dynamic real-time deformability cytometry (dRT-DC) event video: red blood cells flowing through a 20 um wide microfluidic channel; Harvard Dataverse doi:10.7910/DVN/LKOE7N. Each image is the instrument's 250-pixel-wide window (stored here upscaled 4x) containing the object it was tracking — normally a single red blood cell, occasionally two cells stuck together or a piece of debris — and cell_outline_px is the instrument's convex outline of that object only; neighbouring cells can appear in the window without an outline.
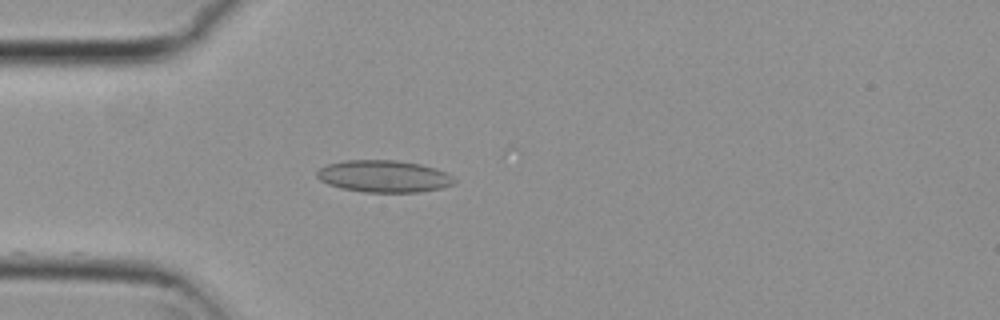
{"species": "common noctule bat (a hibernating species)", "species_latin": "Nyctalus noctula", "temperature_condition": "cold", "stored_images_in_passage": 41, "camera_frame_rate_fps": 3000, "um_per_image_px": 0.085, "animal": {"sex": "female", "body_mass_g": 29.2, "forearm_length_mm": 56.3}, "frame": {"image": 1, "passage_image": 2, "time_ms": 0.333, "image_size_px": [1000, 320], "cell_outline_px": [[456, 180], [452, 184], [440, 188], [420, 192], [364, 192], [340, 188], [328, 184], [320, 180], [316, 176], [316, 172], [320, 168], [328, 164], [344, 160], [396, 160], [420, 164], [436, 168], [452, 176]], "centroid_in_image_um": [32.6, 14.98], "position_along_channel_um": 52.4, "area_um2": 25.61}}
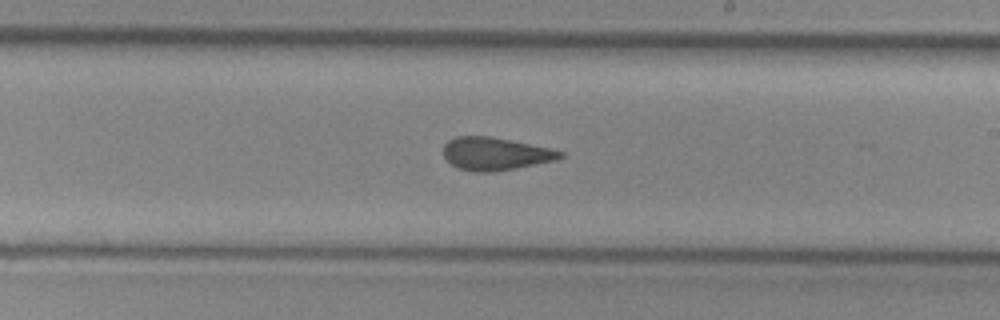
{"frame": {"image": 2, "passage_image": 18, "time_ms": 5.667, "image_size_px": [1000, 320], "cell_outline_px": [[564, 156], [556, 160], [516, 168], [492, 172], [472, 172], [456, 168], [444, 156], [444, 144], [448, 140], [456, 136], [492, 136], [548, 148], [564, 152]], "centroid_in_image_um": [42.07, 13.07], "position_along_channel_um": 246.9, "area_um2": 22.31}}
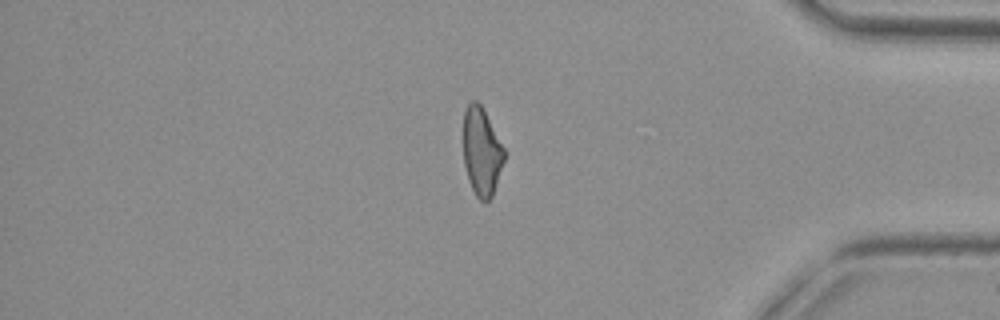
{"frame": {"image": 3, "passage_image": 32, "time_ms": 10.333, "image_size_px": [1000, 320], "cell_outline_px": [[508, 152], [492, 196], [488, 200], [480, 200], [476, 196], [468, 180], [464, 164], [464, 112], [468, 104], [472, 100], [476, 100], [480, 104]], "centroid_in_image_um": [40.97, 12.89], "position_along_channel_um": 394.2, "area_um2": 21.15}, "authors_computed_cell_mechanics": {"area_um2": 22.542, "velocity_mm_per_s": 3.8051, "shape_relaxation_time_tau1_ms": null, "shape_relaxation_time_tau2_ms": 2.0352, "deformation_change_tau1": null, "deformation_change_tau2": 0.0866}}